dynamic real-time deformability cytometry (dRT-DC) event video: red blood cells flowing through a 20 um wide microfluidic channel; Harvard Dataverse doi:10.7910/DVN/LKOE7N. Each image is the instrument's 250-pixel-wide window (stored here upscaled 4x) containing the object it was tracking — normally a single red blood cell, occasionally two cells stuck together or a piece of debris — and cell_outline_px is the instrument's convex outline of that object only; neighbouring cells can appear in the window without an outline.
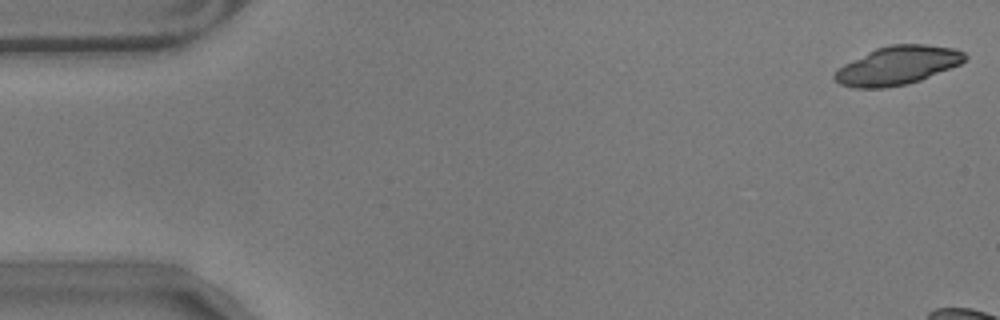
{"species": "common noctule bat (a hibernating species)", "species_latin": "Nyctalus noctula", "temperature_condition": "warm", "stored_images_in_passage": 9, "camera_frame_rate_fps": 3000, "um_per_image_px": 0.085, "animal": {"sex": "male", "body_mass_g": 17.9}, "frame": {"image": 1, "passage_image": 1, "time_ms": 0.0, "image_size_px": [1000, 320], "cell_outline_px": [[968, 56], [960, 64], [920, 80], [908, 84], [884, 88], [856, 88], [840, 84], [832, 76], [844, 64], [876, 48], [892, 44], [924, 44], [956, 48], [964, 52]], "centroid_in_image_um": [76.31, 5.56], "position_along_channel_um": 8.7, "area_um2": 29.07}}